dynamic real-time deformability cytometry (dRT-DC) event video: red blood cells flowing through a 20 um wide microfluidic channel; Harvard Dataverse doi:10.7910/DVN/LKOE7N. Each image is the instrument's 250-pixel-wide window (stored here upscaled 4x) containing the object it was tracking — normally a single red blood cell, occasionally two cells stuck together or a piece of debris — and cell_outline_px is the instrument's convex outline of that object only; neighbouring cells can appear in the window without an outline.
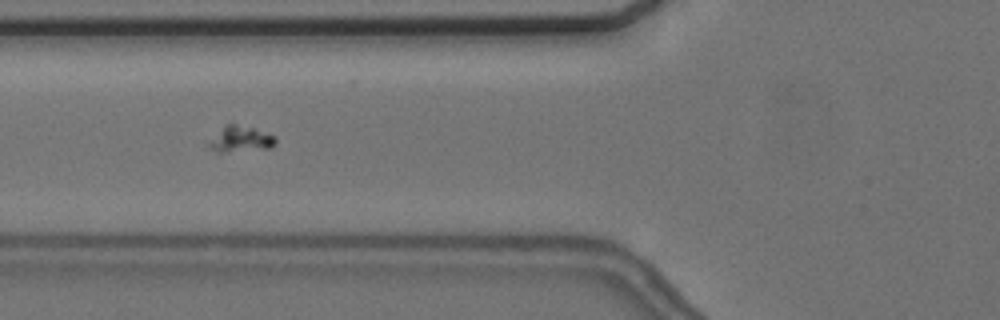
{"species": "common noctule bat (a hibernating species)", "species_latin": "Nyctalus noctula", "temperature_condition": "cold", "stored_images_in_passage": 58, "camera_frame_rate_fps": 3000, "um_per_image_px": 0.085, "animal": {"sex": "female", "body_mass_g": 24.6, "forearm_length_mm": 56.2}, "frame": {"image": 1, "passage_image": 23, "time_ms": 7.333, "image_size_px": [1000, 320], "cell_outline_px": [[276, 144], [268, 148], [224, 152], [216, 152], [208, 148], [204, 144], [224, 124], [236, 124], [252, 128], [276, 136]], "centroid_in_image_um": [20.35, 11.83], "position_along_channel_um": 105.4, "area_um2": 10.23}}